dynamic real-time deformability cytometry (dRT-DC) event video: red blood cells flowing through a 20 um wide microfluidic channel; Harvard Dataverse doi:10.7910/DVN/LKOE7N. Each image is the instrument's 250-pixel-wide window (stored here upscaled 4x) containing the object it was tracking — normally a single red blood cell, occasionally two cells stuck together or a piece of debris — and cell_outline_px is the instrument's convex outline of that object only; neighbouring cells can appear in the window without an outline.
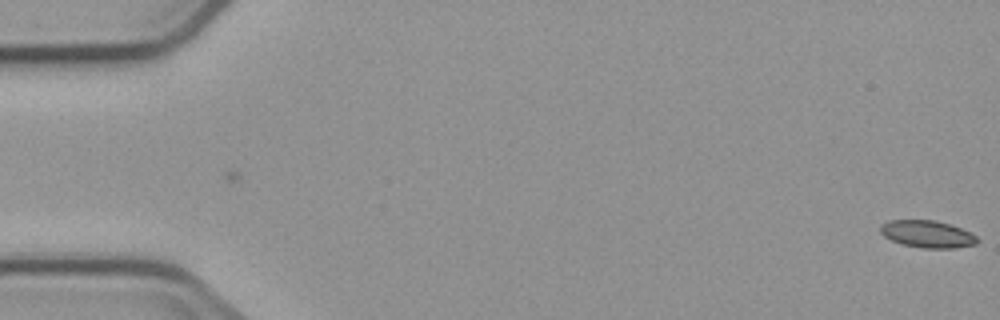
{"species": "common noctule bat (a hibernating species)", "species_latin": "Nyctalus noctula", "temperature_condition": "cold", "stored_images_in_passage": 4, "camera_frame_rate_fps": 3000, "um_per_image_px": 0.085, "animal": {"sex": "male", "body_mass_g": 23.1, "forearm_length_mm": 52.7}, "frame": {"image": 1, "passage_image": 4, "time_ms": 4.333, "image_size_px": [1000, 320], "cell_outline_px": [[980, 240], [976, 244], [956, 248], [920, 248], [900, 244], [884, 236], [880, 232], [880, 224], [888, 220], [932, 220], [948, 224], [960, 228], [976, 236]], "centroid_in_image_um": [78.79, 19.9], "position_along_channel_um": 6.2, "area_um2": 15.37}}